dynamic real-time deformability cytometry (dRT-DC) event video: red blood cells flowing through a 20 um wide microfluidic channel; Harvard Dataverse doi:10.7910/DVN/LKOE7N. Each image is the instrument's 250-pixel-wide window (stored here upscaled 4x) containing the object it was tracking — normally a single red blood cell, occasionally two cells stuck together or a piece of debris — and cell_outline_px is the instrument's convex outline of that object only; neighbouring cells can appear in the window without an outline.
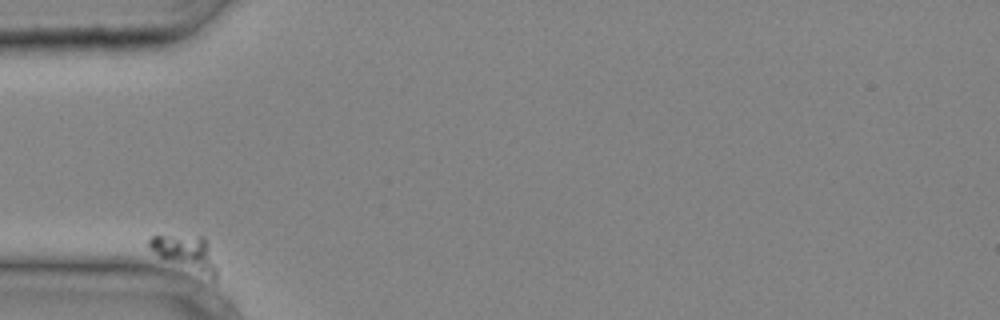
{"species": "common noctule bat (a hibernating species)", "species_latin": "Nyctalus noctula", "temperature_condition": "cold", "stored_images_in_passage": 28, "camera_frame_rate_fps": 3000, "um_per_image_px": 0.085, "animal": {"sex": "male", "body_mass_g": 20.4}, "frame": {"image": 1, "passage_image": 1, "time_ms": 0.0, "image_size_px": [1000, 320], "cell_outline_px": [[216, 284], [160, 256], [148, 248], [148, 240], [152, 236], [204, 236], [208, 244], [216, 268]], "centroid_in_image_um": [15.84, 21.57], "position_along_channel_um": 69.2, "area_um2": 13.81}}
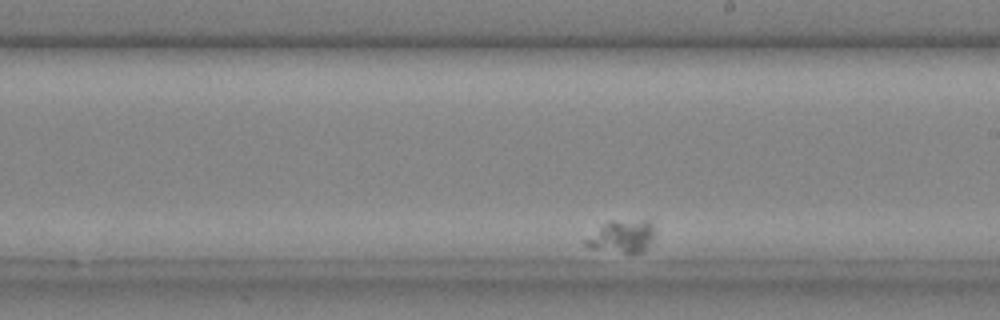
{"frame": {"image": 2, "passage_image": 17, "time_ms": 5.333, "image_size_px": [1000, 320], "cell_outline_px": [[652, 240], [640, 252], [624, 252], [588, 248], [584, 244], [584, 240], [608, 220], [648, 220], [652, 224]], "centroid_in_image_um": [52.81, 20.07], "position_along_channel_um": 236.2, "area_um2": 12.72}}
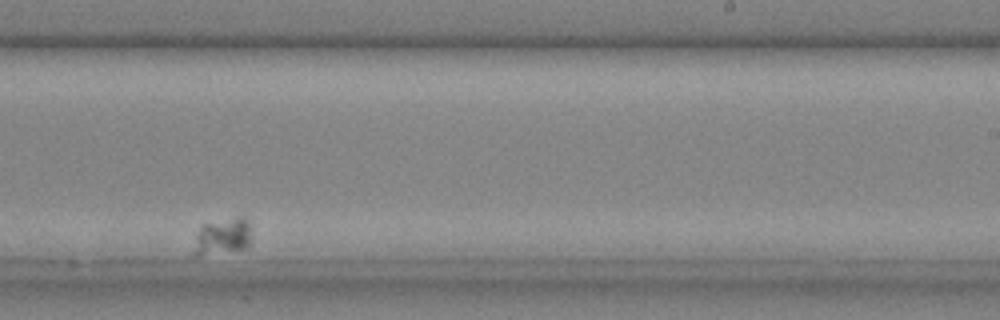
{"frame": {"image": 3, "passage_image": 20, "time_ms": 6.333, "image_size_px": [1000, 320], "cell_outline_px": [[248, 244], [244, 248], [196, 256], [192, 252], [196, 236], [200, 228], [204, 224], [236, 216], [244, 216], [248, 224]], "centroid_in_image_um": [18.85, 20.08], "position_along_channel_um": 270.1, "area_um2": 11.85}}